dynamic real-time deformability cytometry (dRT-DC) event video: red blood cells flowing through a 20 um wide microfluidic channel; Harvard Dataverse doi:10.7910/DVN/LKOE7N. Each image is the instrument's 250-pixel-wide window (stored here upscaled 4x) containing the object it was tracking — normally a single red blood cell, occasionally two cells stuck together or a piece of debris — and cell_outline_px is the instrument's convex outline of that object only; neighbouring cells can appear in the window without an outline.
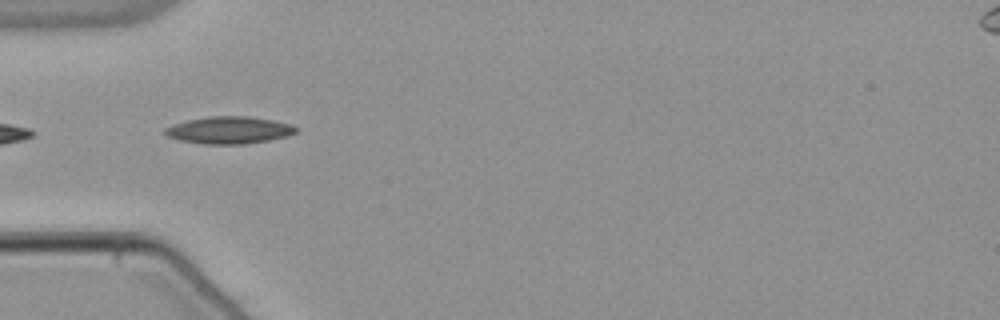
{"species": "common noctule bat (a hibernating species)", "species_latin": "Nyctalus noctula", "temperature_condition": "warm", "stored_images_in_passage": 6, "camera_frame_rate_fps": 3000, "um_per_image_px": 0.085, "animal": {"sex": "male", "body_mass_g": 21.5, "forearm_length_mm": 52.0}, "frame": {"image": 1, "passage_image": 1, "time_ms": 0.0, "image_size_px": [1000, 320], "cell_outline_px": [[300, 128], [296, 132], [284, 136], [268, 140], [244, 144], [204, 144], [180, 140], [168, 136], [164, 132], [164, 128], [188, 120], [208, 116], [248, 116], [272, 120], [288, 124]], "centroid_in_image_um": [19.47, 11.06], "position_along_channel_um": 65.5, "area_um2": 20.46}}